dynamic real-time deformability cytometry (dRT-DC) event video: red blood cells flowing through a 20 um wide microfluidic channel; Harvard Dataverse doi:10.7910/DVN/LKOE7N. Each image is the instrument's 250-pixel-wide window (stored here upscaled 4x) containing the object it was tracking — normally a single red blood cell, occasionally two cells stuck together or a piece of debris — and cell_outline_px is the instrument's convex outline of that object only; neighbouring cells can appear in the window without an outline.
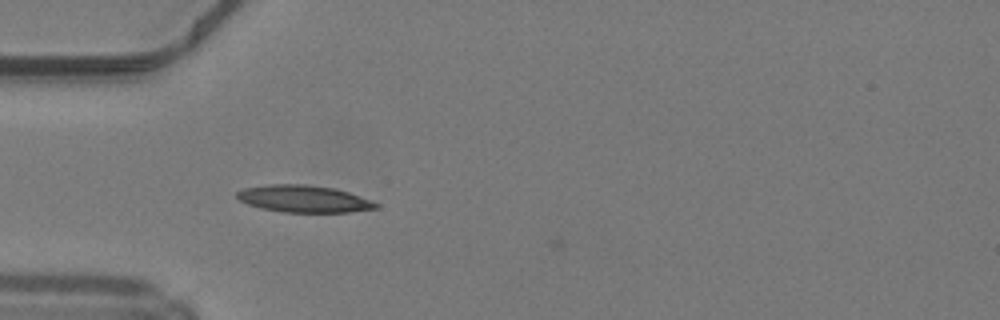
{"species": "common noctule bat (a hibernating species)", "species_latin": "Nyctalus noctula", "temperature_condition": "warm", "stored_images_in_passage": 35, "camera_frame_rate_fps": 3000, "um_per_image_px": 0.085, "animal": {"sex": "male", "body_mass_g": 19.2, "forearm_length_mm": 51.8}, "frame": {"image": 1, "passage_image": 1, "time_ms": 0.0, "image_size_px": [1000, 320], "cell_outline_px": [[380, 204], [376, 208], [348, 212], [284, 212], [260, 208], [248, 204], [240, 200], [236, 196], [236, 192], [244, 188], [268, 184], [304, 184], [336, 188], [372, 200]], "centroid_in_image_um": [25.82, 16.89], "position_along_channel_um": 59.2, "area_um2": 21.91}}
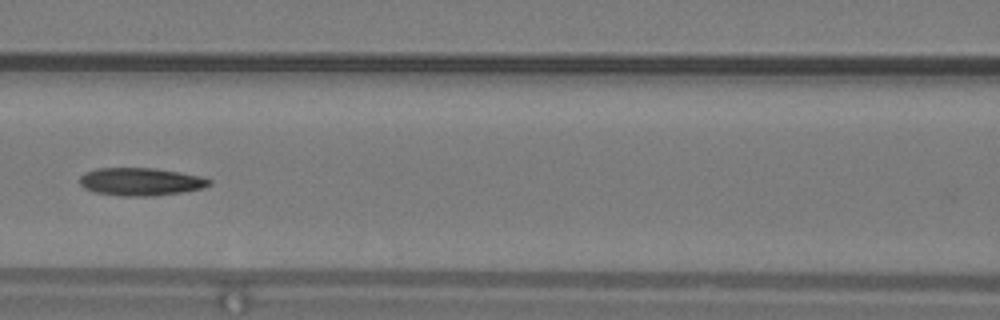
{"frame": {"image": 2, "passage_image": 8, "time_ms": 2.333, "image_size_px": [1000, 320], "cell_outline_px": [[212, 184], [200, 188], [180, 192], [152, 196], [120, 196], [96, 192], [84, 188], [80, 184], [80, 176], [84, 172], [96, 168], [152, 168], [200, 176], [212, 180]], "centroid_in_image_um": [11.91, 15.44], "position_along_channel_um": 154.7, "area_um2": 20.81}}
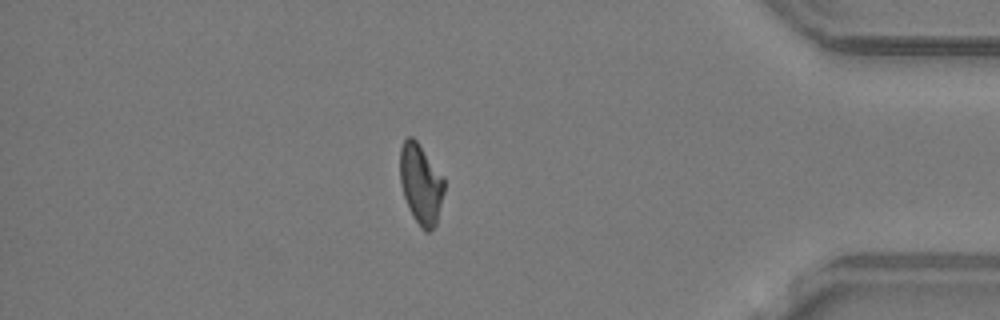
{"frame": {"image": 3, "passage_image": 28, "time_ms": 9.0, "image_size_px": [1000, 320], "cell_outline_px": [[444, 192], [436, 224], [428, 232], [424, 232], [420, 228], [404, 196], [400, 184], [400, 148], [404, 140], [408, 136], [412, 136], [416, 140], [444, 180]], "centroid_in_image_um": [35.75, 15.64], "position_along_channel_um": 399.4, "area_um2": 20.11}, "authors_computed_cell_mechanics": {"area_um2": 20.7502, "velocity_mm_per_s": 4.2246, "shape_relaxation_time_tau1_ms": null, "shape_relaxation_time_tau2_ms": 2.5506, "deformation_change_tau1": null, "deformation_change_tau2": 0.1026}}